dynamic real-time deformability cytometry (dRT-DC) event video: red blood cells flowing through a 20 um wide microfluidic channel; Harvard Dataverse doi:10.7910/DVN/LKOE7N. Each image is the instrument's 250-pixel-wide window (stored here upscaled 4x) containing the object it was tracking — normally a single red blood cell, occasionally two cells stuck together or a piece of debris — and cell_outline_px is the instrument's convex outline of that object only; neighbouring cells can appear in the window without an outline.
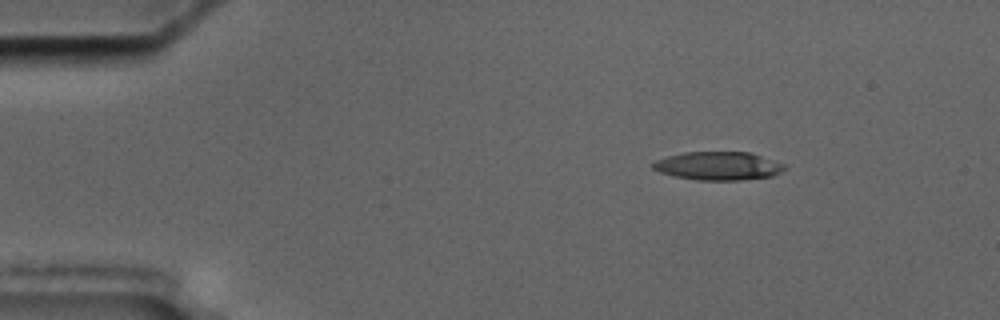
{"species": "common noctule bat (a hibernating species)", "species_latin": "Nyctalus noctula", "temperature_condition": "cold", "stored_images_in_passage": 49, "camera_frame_rate_fps": 3000, "um_per_image_px": 0.085, "animal": {"sex": "male", "body_mass_g": 17.5, "forearm_length_mm": 52.3}, "frame": {"image": 1, "passage_image": 1, "time_ms": 0.0, "image_size_px": [1000, 320], "cell_outline_px": [[788, 168], [772, 176], [740, 180], [696, 180], [672, 176], [660, 172], [652, 168], [652, 164], [656, 160], [668, 156], [684, 152], [748, 152], [784, 164]], "centroid_in_image_um": [61.03, 14.11], "position_along_channel_um": 24.0, "area_um2": 21.68}}
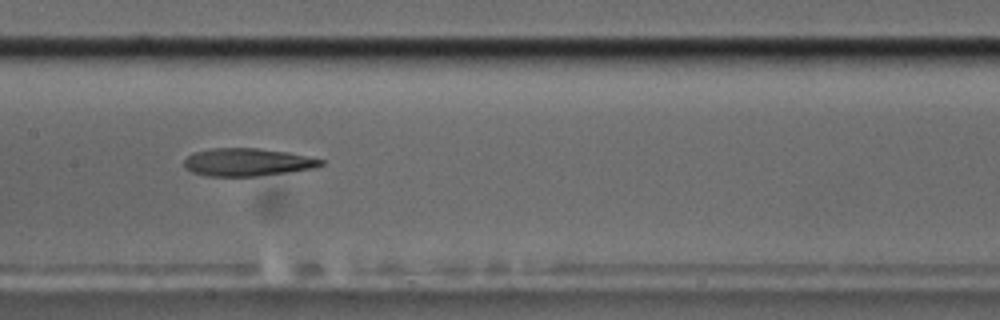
{"frame": {"image": 2, "passage_image": 21, "time_ms": 6.667, "image_size_px": [1000, 320], "cell_outline_px": [[324, 164], [312, 168], [288, 172], [256, 176], [208, 176], [192, 172], [184, 168], [184, 160], [192, 152], [212, 148], [260, 148], [288, 152], [324, 160]], "centroid_in_image_um": [20.99, 13.78], "position_along_channel_um": 186.4, "area_um2": 22.14}}
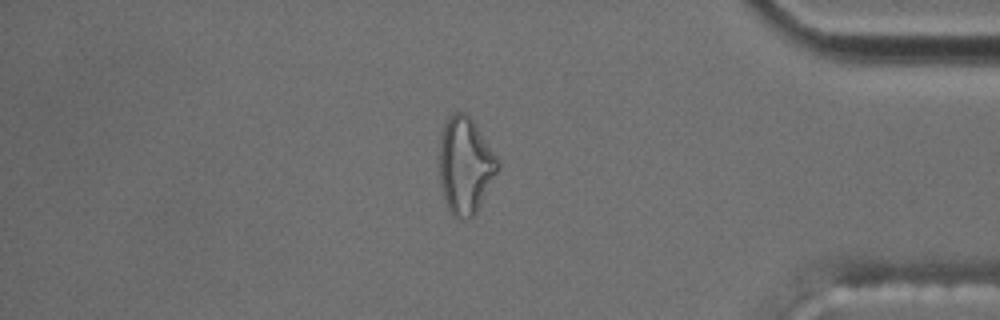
{"frame": {"image": 3, "passage_image": 41, "time_ms": 13.333, "image_size_px": [1000, 320], "cell_outline_px": [[500, 164], [476, 212], [468, 220], [464, 220], [452, 216], [444, 200], [440, 184], [440, 136], [444, 124], [448, 116], [452, 112], [464, 112], [472, 120], [496, 156]], "centroid_in_image_um": [39.51, 14.08], "position_along_channel_um": 395.7, "area_um2": 32.43}}